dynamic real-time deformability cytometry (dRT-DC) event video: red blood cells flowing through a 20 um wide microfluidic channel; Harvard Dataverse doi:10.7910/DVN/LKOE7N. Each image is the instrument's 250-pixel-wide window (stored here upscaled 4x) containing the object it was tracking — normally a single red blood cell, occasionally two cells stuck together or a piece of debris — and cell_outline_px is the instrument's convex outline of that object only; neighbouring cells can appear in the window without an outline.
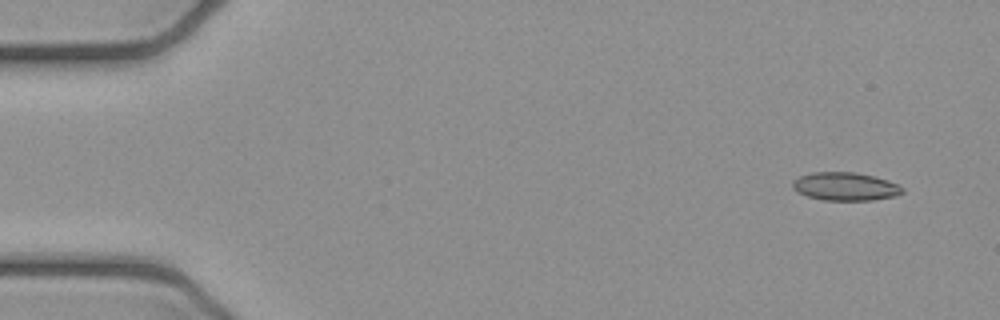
{"species": "common noctule bat (a hibernating species)", "species_latin": "Nyctalus noctula", "temperature_condition": "cold", "stored_images_in_passage": 5, "camera_frame_rate_fps": 3000, "um_per_image_px": 0.085, "animal": {"sex": "female", "body_mass_g": 21.9}, "frame": {"image": 1, "passage_image": 2, "time_ms": 0.333, "image_size_px": [1000, 320], "cell_outline_px": [[904, 192], [896, 196], [872, 200], [824, 200], [808, 196], [796, 192], [792, 188], [792, 180], [800, 176], [812, 172], [856, 172], [888, 180], [904, 188]], "centroid_in_image_um": [71.83, 15.85], "position_along_channel_um": 13.2, "area_um2": 18.09}}
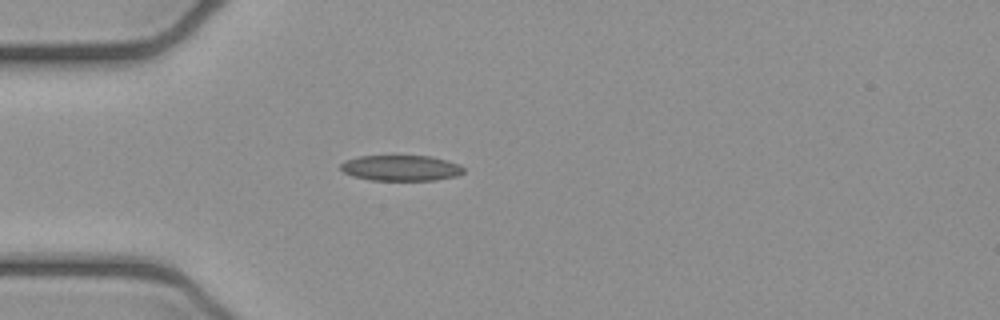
{"frame": {"image": 2, "passage_image": 5, "time_ms": 1.333, "image_size_px": [1000, 320], "cell_outline_px": [[464, 172], [456, 176], [436, 180], [368, 180], [352, 176], [344, 172], [340, 168], [340, 164], [344, 160], [360, 156], [432, 156], [448, 160], [460, 164], [464, 168]], "centroid_in_image_um": [34.08, 14.28], "position_along_channel_um": 50.9, "area_um2": 18.55}}